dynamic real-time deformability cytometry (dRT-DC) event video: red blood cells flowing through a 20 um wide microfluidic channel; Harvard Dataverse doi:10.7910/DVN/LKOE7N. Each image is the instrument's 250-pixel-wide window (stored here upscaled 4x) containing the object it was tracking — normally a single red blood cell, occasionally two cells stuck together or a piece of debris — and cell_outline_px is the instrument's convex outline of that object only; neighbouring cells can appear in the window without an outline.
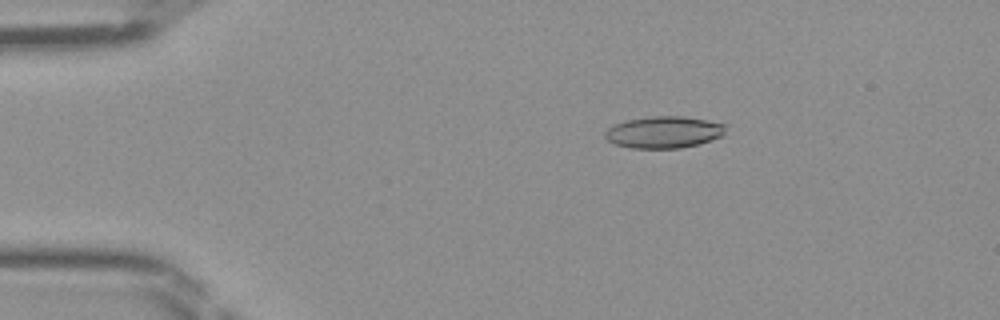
{"species": "Egyptian fruit bat (a non-hibernating species)", "species_latin": "Rousettus aegyptiacus", "temperature_condition": "room temperature", "stored_images_in_passage": 46, "camera_frame_rate_fps": 3000, "um_per_image_px": 0.085, "frame": {"image": 1, "passage_image": 8, "time_ms": 2.333, "image_size_px": [1000, 320], "cell_outline_px": [[724, 136], [712, 140], [680, 148], [628, 148], [616, 144], [608, 140], [604, 136], [604, 132], [612, 124], [624, 120], [652, 116], [684, 116], [724, 124]], "centroid_in_image_um": [56.37, 11.23], "position_along_channel_um": 28.6, "area_um2": 22.37}}
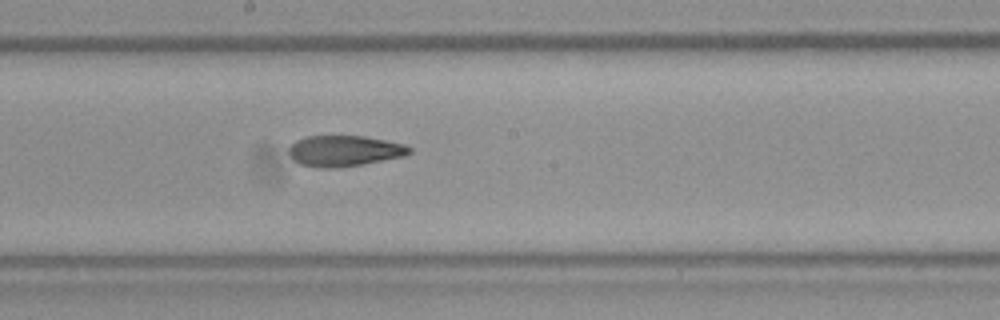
{"frame": {"image": 2, "passage_image": 25, "time_ms": 8.0, "image_size_px": [1000, 320], "cell_outline_px": [[412, 152], [404, 156], [360, 164], [336, 168], [320, 168], [300, 164], [292, 160], [288, 152], [288, 148], [296, 140], [304, 136], [364, 136], [404, 144], [412, 148]], "centroid_in_image_um": [29.23, 12.82], "position_along_channel_um": 219.0, "area_um2": 21.68}}
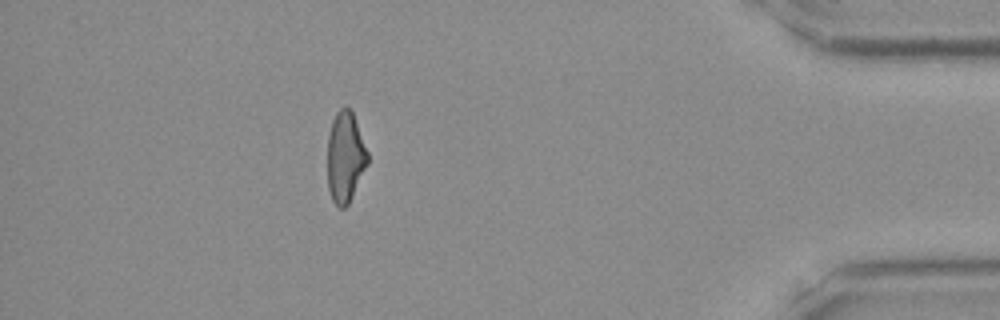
{"frame": {"image": 3, "passage_image": 41, "time_ms": 13.333, "image_size_px": [1000, 320], "cell_outline_px": [[368, 164], [348, 204], [344, 208], [340, 208], [332, 200], [328, 188], [328, 136], [332, 120], [336, 112], [344, 104], [352, 112], [368, 152]], "centroid_in_image_um": [29.34, 13.34], "position_along_channel_um": 405.9, "area_um2": 21.15}}